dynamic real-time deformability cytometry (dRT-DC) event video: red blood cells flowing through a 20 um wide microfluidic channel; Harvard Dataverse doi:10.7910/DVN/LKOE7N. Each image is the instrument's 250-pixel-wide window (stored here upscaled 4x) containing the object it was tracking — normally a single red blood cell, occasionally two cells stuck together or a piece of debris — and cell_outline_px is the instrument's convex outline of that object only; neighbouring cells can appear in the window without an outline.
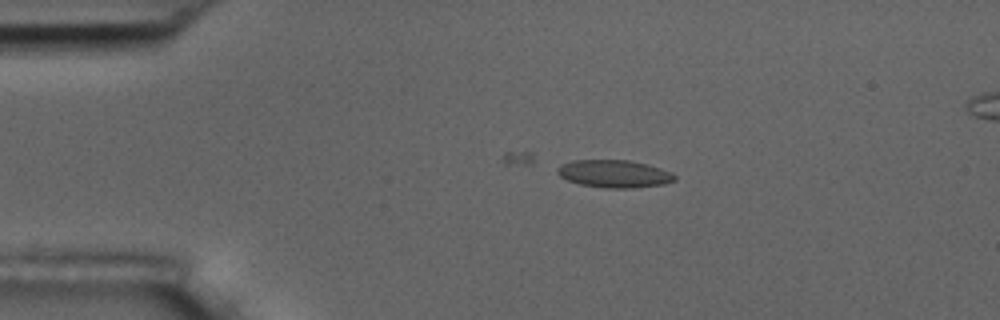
{"species": "common noctule bat (a hibernating species)", "species_latin": "Nyctalus noctula", "temperature_condition": "room temperature", "stored_images_in_passage": 6, "camera_frame_rate_fps": 3000, "um_per_image_px": 0.085, "animal": {"sex": "male", "body_mass_g": 17.5, "forearm_length_mm": 52.3}, "frame": {"image": 1, "passage_image": 3, "time_ms": 2.333, "image_size_px": [1000, 320], "cell_outline_px": [[676, 180], [664, 184], [632, 188], [604, 188], [580, 184], [568, 180], [560, 176], [556, 172], [556, 168], [560, 164], [572, 160], [628, 160], [648, 164], [672, 172], [676, 176]], "centroid_in_image_um": [52.2, 14.77], "position_along_channel_um": 32.8, "area_um2": 19.02}}